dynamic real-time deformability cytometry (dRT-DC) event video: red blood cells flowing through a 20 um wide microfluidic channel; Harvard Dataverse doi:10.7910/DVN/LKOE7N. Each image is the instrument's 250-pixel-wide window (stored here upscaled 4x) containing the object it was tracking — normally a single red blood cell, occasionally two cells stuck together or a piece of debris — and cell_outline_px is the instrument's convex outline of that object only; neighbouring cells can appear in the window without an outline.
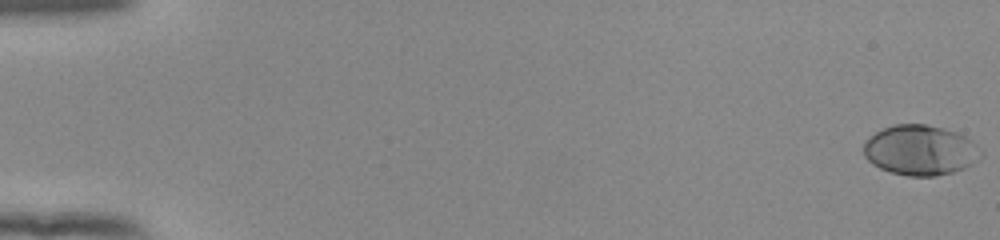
{"species": "human", "species_latin": "Homo sapiens", "temperature_condition": "room temperature", "stored_images_in_passage": 54, "camera_frame_rate_fps": 3000, "um_per_image_px": 0.085, "donor": {"sex": "female"}, "frame": {"image": 1, "passage_image": 1, "time_ms": 0.0, "image_size_px": [1000, 240], "cell_outline_px": [[984, 156], [980, 160], [964, 168], [952, 172], [936, 176], [908, 176], [892, 172], [880, 168], [872, 164], [864, 156], [864, 144], [876, 132], [892, 124], [924, 124], [944, 128], [956, 132], [972, 140], [984, 152]], "centroid_in_image_um": [78.28, 12.77], "position_along_channel_um": 6.7, "area_um2": 34.39}}
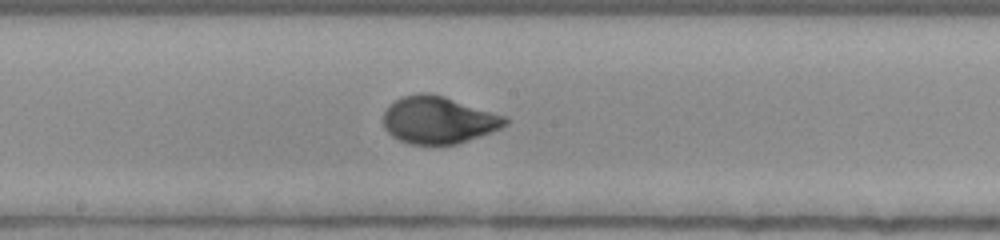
{"frame": {"image": 2, "passage_image": 31, "time_ms": 10.0, "image_size_px": [1000, 240], "cell_outline_px": [[508, 124], [492, 132], [456, 144], [408, 144], [392, 136], [384, 128], [384, 112], [396, 100], [404, 96], [420, 92], [428, 92], [444, 96], [508, 116]], "centroid_in_image_um": [37.3, 10.2], "position_along_channel_um": 210.9, "area_um2": 33.52}}
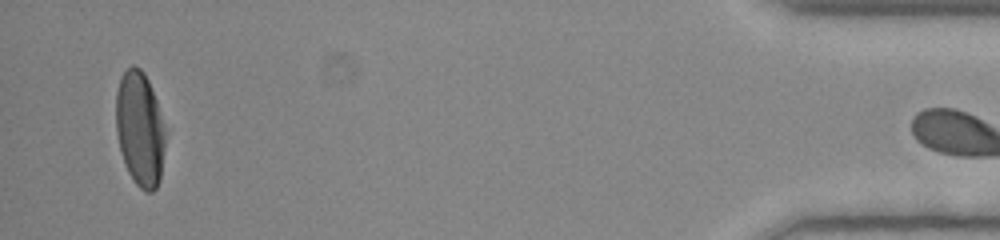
{"frame": {"image": 3, "passage_image": 53, "time_ms": 17.333, "image_size_px": [1000, 240], "cell_outline_px": [[164, 148], [160, 180], [156, 188], [152, 192], [144, 192], [136, 184], [128, 172], [124, 164], [120, 152], [116, 132], [116, 92], [120, 76], [132, 64], [140, 68], [144, 72], [148, 80], [156, 100], [164, 128]], "centroid_in_image_um": [11.86, 10.96], "position_along_channel_um": 423.3, "area_um2": 33.0}}